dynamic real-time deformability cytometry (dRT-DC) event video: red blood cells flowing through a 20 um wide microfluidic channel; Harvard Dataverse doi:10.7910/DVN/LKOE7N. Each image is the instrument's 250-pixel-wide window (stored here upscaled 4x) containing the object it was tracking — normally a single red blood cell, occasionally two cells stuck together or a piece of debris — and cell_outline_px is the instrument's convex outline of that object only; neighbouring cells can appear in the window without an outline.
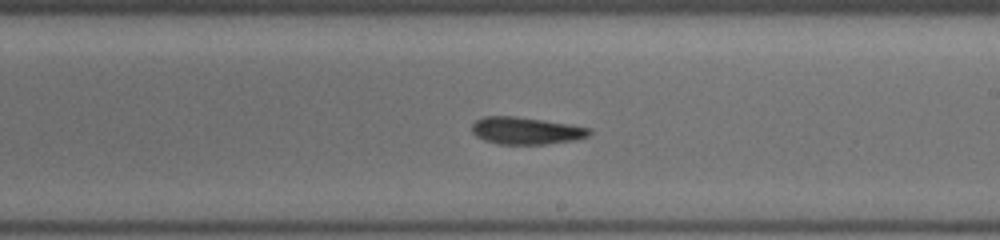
{"species": "common noctule bat (a hibernating species)", "species_latin": "Nyctalus noctula", "temperature_condition": "cold", "stored_images_in_passage": 43, "camera_frame_rate_fps": 3000, "um_per_image_px": 0.085, "animal": {"sex": "female", "body_mass_g": 19.5, "forearm_length_mm": 54.1}, "frame": {"image": 1, "passage_image": 15, "time_ms": 4.333, "image_size_px": [1000, 240], "cell_outline_px": [[592, 132], [588, 136], [576, 140], [544, 144], [496, 144], [484, 140], [476, 136], [472, 132], [472, 124], [476, 120], [484, 116], [516, 116], [572, 124], [592, 128]], "centroid_in_image_um": [44.74, 11.1], "position_along_channel_um": 244.3, "area_um2": 18.84}}
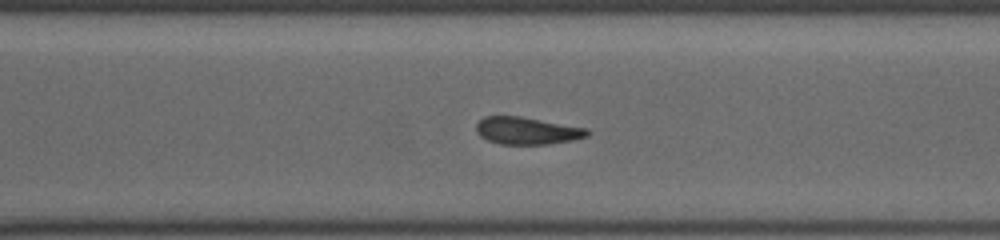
{"frame": {"image": 2, "passage_image": 23, "time_ms": 6.333, "image_size_px": [1000, 240], "cell_outline_px": [[592, 132], [588, 136], [572, 140], [548, 144], [500, 144], [488, 140], [480, 136], [476, 132], [476, 124], [484, 116], [520, 116], [588, 128]], "centroid_in_image_um": [44.81, 11.11], "position_along_channel_um": 325.8, "area_um2": 17.74}}
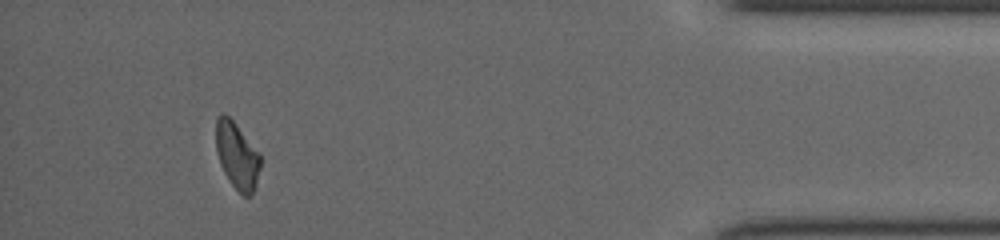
{"frame": {"image": 3, "passage_image": 37, "time_ms": 9.667, "image_size_px": [1000, 240], "cell_outline_px": [[260, 168], [256, 188], [248, 196], [244, 196], [228, 180], [220, 164], [216, 152], [216, 116], [220, 112], [224, 112], [236, 124], [260, 156]], "centroid_in_image_um": [20.12, 13.21], "position_along_channel_um": 415.1, "area_um2": 17.11}}